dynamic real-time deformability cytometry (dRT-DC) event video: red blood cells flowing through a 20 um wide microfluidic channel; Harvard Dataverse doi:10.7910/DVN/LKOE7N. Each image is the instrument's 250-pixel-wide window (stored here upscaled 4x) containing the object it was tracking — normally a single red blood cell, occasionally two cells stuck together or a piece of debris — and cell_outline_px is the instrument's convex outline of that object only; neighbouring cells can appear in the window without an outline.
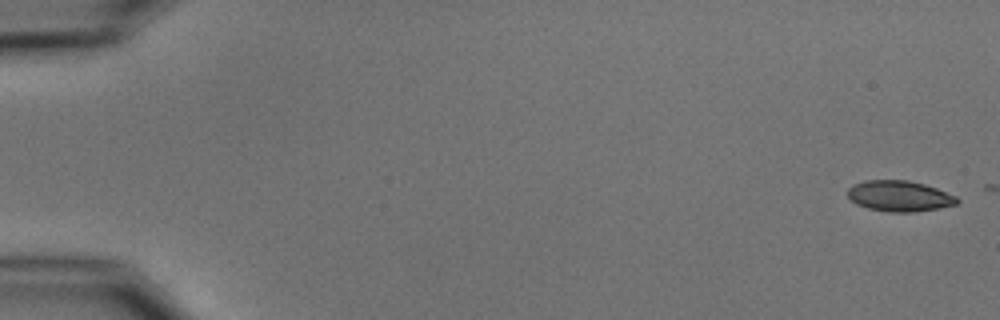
{"species": "common noctule bat (a hibernating species)", "species_latin": "Nyctalus noctula", "temperature_condition": "cold", "stored_images_in_passage": 2, "camera_frame_rate_fps": 3000, "um_per_image_px": 0.085, "animal": {"sex": "male", "body_mass_g": 15.6}, "frame": {"image": 1, "passage_image": 1, "time_ms": 0.0, "image_size_px": [1000, 320], "cell_outline_px": [[960, 200], [956, 204], [940, 208], [912, 212], [888, 212], [868, 208], [856, 204], [848, 196], [848, 188], [852, 184], [868, 180], [908, 180], [924, 184], [936, 188], [956, 196]], "centroid_in_image_um": [76.45, 16.66], "position_along_channel_um": 8.6, "area_um2": 19.59}}